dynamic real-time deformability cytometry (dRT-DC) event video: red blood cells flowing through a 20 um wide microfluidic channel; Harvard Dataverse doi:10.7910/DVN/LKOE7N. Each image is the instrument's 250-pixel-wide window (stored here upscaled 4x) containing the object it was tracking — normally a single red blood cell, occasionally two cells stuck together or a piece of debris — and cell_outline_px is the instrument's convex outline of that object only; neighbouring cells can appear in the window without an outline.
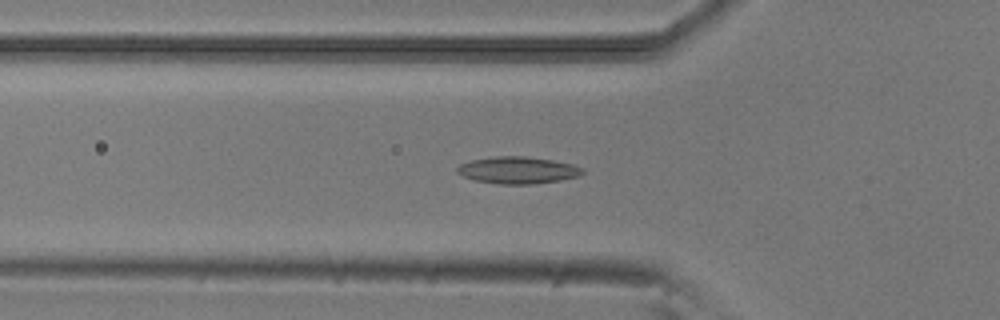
{"species": "common noctule bat (a hibernating species)", "species_latin": "Nyctalus noctula", "temperature_condition": "room temperature", "stored_images_in_passage": 51, "camera_frame_rate_fps": 3000, "um_per_image_px": 0.085, "animal": {"sex": "male", "body_mass_g": 20.5, "forearm_length_mm": 52.5}, "frame": {"image": 1, "passage_image": 17, "time_ms": 5.333, "image_size_px": [1000, 320], "cell_outline_px": [[584, 172], [580, 176], [560, 180], [532, 184], [500, 184], [476, 180], [464, 176], [456, 172], [456, 168], [460, 164], [472, 160], [496, 156], [524, 156], [552, 160], [572, 164], [584, 168]], "centroid_in_image_um": [44.04, 14.46], "position_along_channel_um": 81.8, "area_um2": 19.59}}
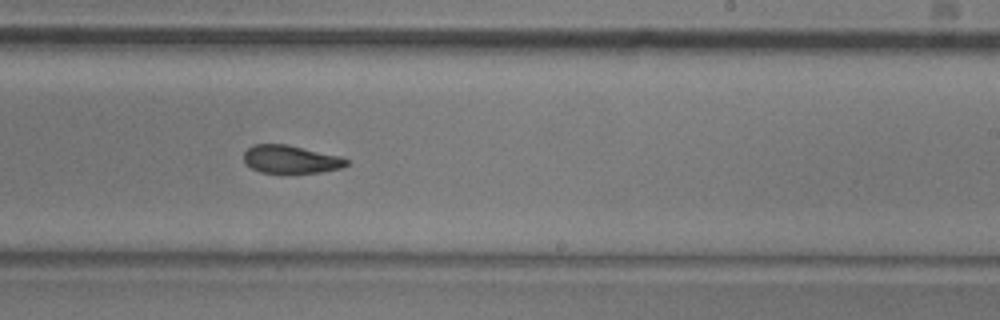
{"frame": {"image": 2, "passage_image": 31, "time_ms": 10.0, "image_size_px": [1000, 320], "cell_outline_px": [[348, 164], [340, 168], [320, 172], [260, 172], [252, 168], [244, 160], [244, 152], [252, 144], [288, 144], [340, 156], [348, 160]], "centroid_in_image_um": [24.71, 13.52], "position_along_channel_um": 264.3, "area_um2": 16.53}}
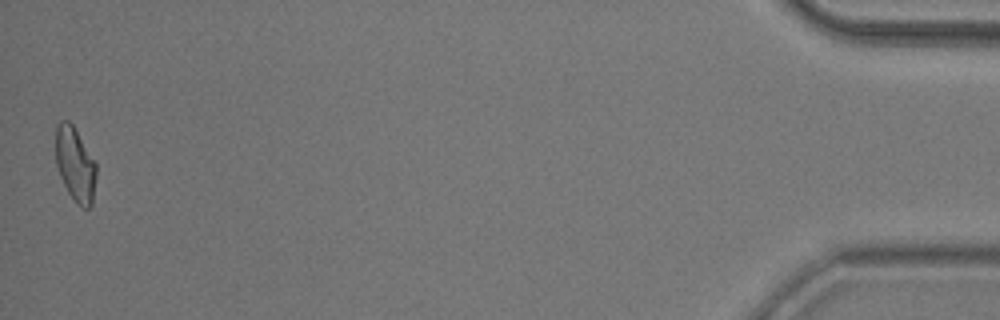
{"frame": {"image": 3, "passage_image": 51, "time_ms": 16.667, "image_size_px": [1000, 320], "cell_outline_px": [[96, 176], [92, 204], [88, 208], [84, 208], [76, 204], [68, 192], [60, 176], [56, 164], [56, 124], [60, 120], [68, 120], [72, 124], [96, 164]], "centroid_in_image_um": [6.38, 13.98], "position_along_channel_um": 428.8, "area_um2": 17.4}, "authors_computed_cell_mechanics": {"area_um2": 18.0914, "velocity_mm_per_s": 3.8962, "shape_relaxation_time_tau1_ms": 7.7653, "shape_relaxation_time_tau2_ms": 5.0134, "deformation_change_tau1": 0.1736, "deformation_change_tau2": 0.1228}}